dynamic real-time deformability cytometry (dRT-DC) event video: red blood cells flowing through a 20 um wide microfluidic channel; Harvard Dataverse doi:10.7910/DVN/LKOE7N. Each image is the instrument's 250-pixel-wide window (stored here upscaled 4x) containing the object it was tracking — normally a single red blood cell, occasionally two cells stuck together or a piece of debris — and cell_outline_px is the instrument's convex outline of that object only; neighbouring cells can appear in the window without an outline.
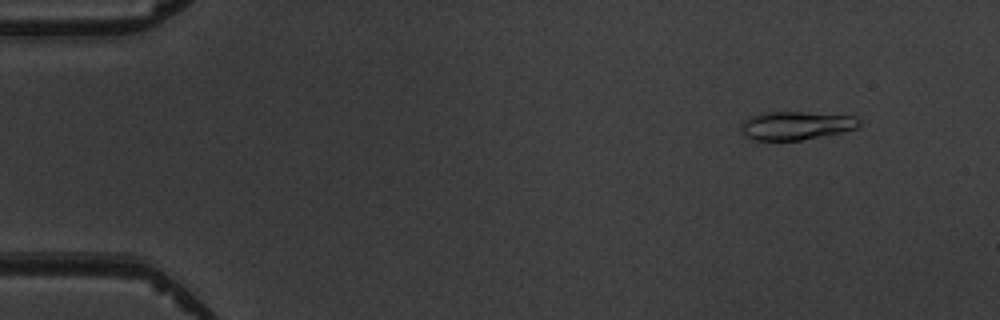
{"species": "common noctule bat (a hibernating species)", "species_latin": "Nyctalus noctula", "temperature_condition": "warm", "stored_images_in_passage": 5, "camera_frame_rate_fps": 3000, "um_per_image_px": 0.085, "animal": {"sex": "male", "body_mass_g": 19.5, "forearm_length_mm": 54.6}, "frame": {"image": 1, "passage_image": 2, "time_ms": 1.333, "image_size_px": [1000, 320], "cell_outline_px": [[860, 124], [856, 128], [844, 132], [800, 140], [752, 140], [744, 132], [740, 124], [744, 120], [752, 116], [764, 112], [804, 112], [856, 116], [860, 120]], "centroid_in_image_um": [67.7, 10.66], "position_along_channel_um": 17.3, "area_um2": 19.42}}